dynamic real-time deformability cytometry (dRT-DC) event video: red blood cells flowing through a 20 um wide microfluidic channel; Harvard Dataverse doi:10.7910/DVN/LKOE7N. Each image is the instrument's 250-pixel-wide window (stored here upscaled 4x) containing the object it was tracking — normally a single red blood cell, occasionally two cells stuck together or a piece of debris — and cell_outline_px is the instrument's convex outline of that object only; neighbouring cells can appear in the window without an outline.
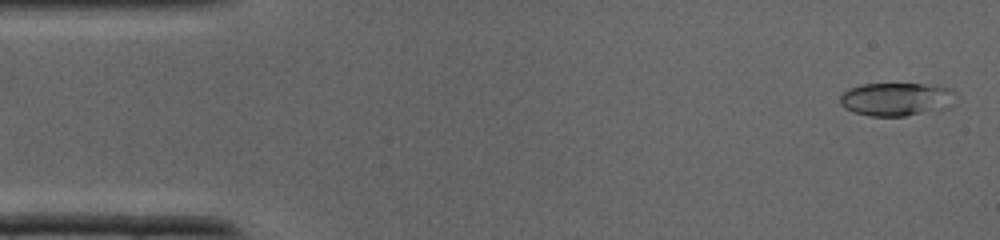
{"species": "common noctule bat (a hibernating species)", "species_latin": "Nyctalus noctula", "temperature_condition": "cold", "stored_images_in_passage": 10, "camera_frame_rate_fps": 3000, "um_per_image_px": 0.085, "animal": {"sex": "male", "body_mass_g": 19.0, "forearm_length_mm": 50.8}, "frame": {"image": 1, "passage_image": 1, "time_ms": 0.0, "image_size_px": [1000, 240], "cell_outline_px": [[956, 92], [952, 104], [948, 108], [904, 116], [868, 116], [852, 112], [844, 108], [840, 104], [840, 96], [848, 88], [864, 84], [940, 84], [952, 88]], "centroid_in_image_um": [76.22, 8.42], "position_along_channel_um": 8.8, "area_um2": 22.83}}